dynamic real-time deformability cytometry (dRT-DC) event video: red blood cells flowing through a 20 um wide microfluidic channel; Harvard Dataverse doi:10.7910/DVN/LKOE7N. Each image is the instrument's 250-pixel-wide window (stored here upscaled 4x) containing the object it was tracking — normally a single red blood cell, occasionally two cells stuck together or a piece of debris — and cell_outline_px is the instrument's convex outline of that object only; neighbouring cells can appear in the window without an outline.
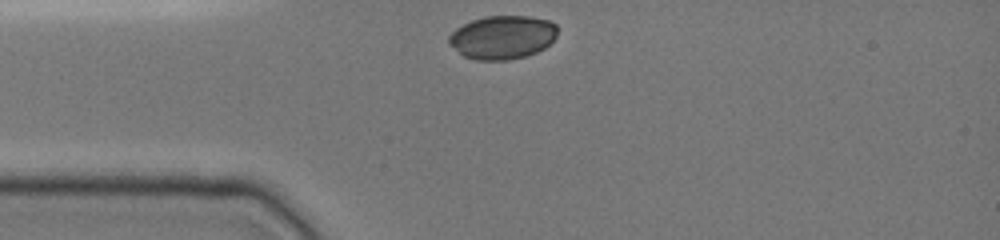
{"species": "common noctule bat (a hibernating species)", "species_latin": "Nyctalus noctula", "temperature_condition": "cold", "stored_images_in_passage": 29, "camera_frame_rate_fps": 3000, "um_per_image_px": 0.085, "animal": {"sex": "female", "body_mass_g": 19.0, "forearm_length_mm": 51.5}, "frame": {"image": 1, "passage_image": 1, "time_ms": 0.0, "image_size_px": [1000, 240], "cell_outline_px": [[556, 36], [544, 48], [536, 52], [524, 56], [508, 60], [476, 60], [464, 56], [448, 44], [448, 36], [456, 28], [472, 20], [484, 16], [528, 16], [548, 20], [556, 24]], "centroid_in_image_um": [42.68, 3.16], "position_along_channel_um": 42.3, "area_um2": 27.46}}
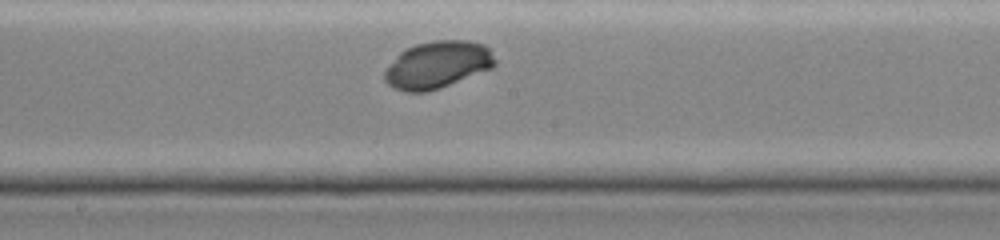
{"frame": {"image": 2, "passage_image": 15, "time_ms": 4.667, "image_size_px": [1000, 240], "cell_outline_px": [[496, 64], [492, 68], [440, 88], [428, 92], [404, 92], [388, 84], [384, 80], [384, 72], [396, 56], [400, 52], [416, 44], [436, 40], [464, 40], [484, 44], [488, 48], [496, 60]], "centroid_in_image_um": [37.19, 5.51], "position_along_channel_um": 211.0, "area_um2": 30.17}}
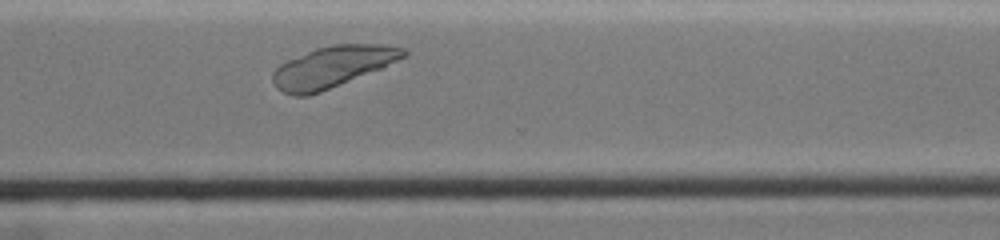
{"frame": {"image": 3, "passage_image": 25, "time_ms": 8.0, "image_size_px": [1000, 240], "cell_outline_px": [[408, 56], [380, 68], [320, 92], [308, 96], [292, 96], [276, 88], [272, 80], [272, 72], [280, 64], [288, 60], [316, 48], [332, 44], [380, 44], [404, 48], [408, 52]], "centroid_in_image_um": [28.24, 5.67], "position_along_channel_um": 342.4, "area_um2": 31.1}, "authors_computed_cell_mechanics": {"area_um2": 29.767, "velocity_mm_per_s": 3.9294, "shape_relaxation_time_tau1_ms": 0.8005, "shape_relaxation_time_tau2_ms": null, "deformation_change_tau1": 0.0378, "deformation_change_tau2": null}}